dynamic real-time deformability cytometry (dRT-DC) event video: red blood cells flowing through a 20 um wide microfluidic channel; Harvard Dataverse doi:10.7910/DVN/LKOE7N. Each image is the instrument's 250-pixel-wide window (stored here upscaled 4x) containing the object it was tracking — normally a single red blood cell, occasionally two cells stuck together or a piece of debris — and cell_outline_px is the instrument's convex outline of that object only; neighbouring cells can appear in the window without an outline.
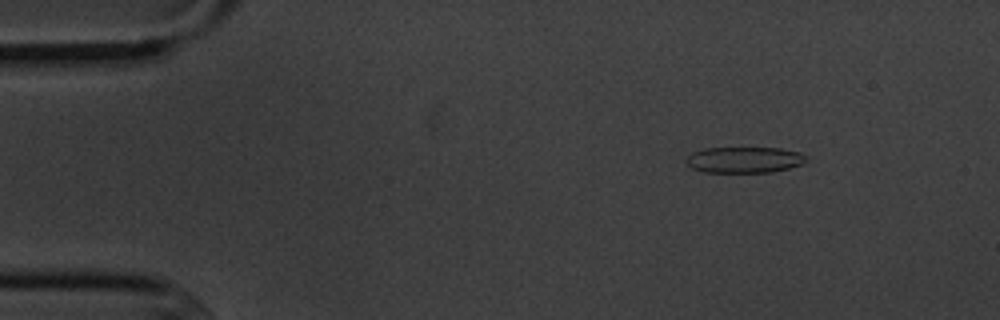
{"species": "common noctule bat (a hibernating species)", "species_latin": "Nyctalus noctula", "temperature_condition": "cold", "stored_images_in_passage": 3, "camera_frame_rate_fps": 3000, "um_per_image_px": 0.085, "animal": {"sex": "male", "body_mass_g": 20.1, "forearm_length_mm": 53.5}, "frame": {"image": 1, "passage_image": 1, "time_ms": 0.0, "image_size_px": [1000, 320], "cell_outline_px": [[808, 160], [804, 164], [772, 172], [704, 172], [692, 168], [684, 160], [692, 152], [704, 148], [780, 148], [800, 152], [808, 156]], "centroid_in_image_um": [63.3, 13.58], "position_along_channel_um": 21.7, "area_um2": 18.38}}